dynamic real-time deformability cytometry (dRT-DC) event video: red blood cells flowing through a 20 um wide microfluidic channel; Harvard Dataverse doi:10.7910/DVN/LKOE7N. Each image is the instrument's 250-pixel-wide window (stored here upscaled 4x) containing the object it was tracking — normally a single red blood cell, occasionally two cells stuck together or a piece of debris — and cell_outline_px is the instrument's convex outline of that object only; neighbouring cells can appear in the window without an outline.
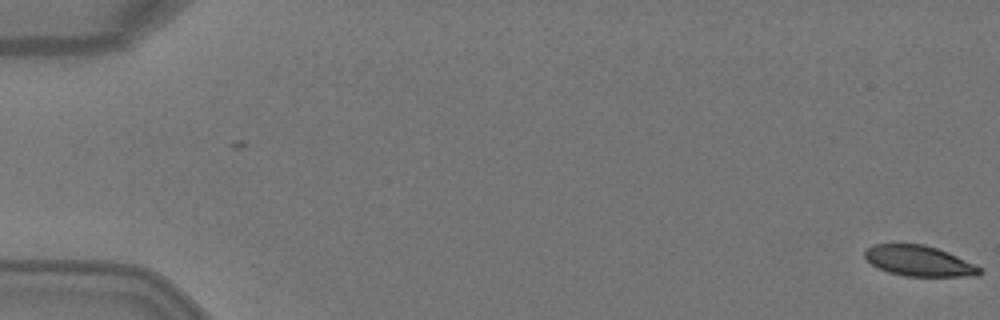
{"species": "Egyptian fruit bat (a non-hibernating species)", "species_latin": "Rousettus aegyptiacus", "temperature_condition": "warm", "stored_images_in_passage": 5, "camera_frame_rate_fps": 3000, "um_per_image_px": 0.085, "animal": {"sex": "female"}, "frame": {"image": 1, "passage_image": 1, "time_ms": 0.0, "image_size_px": [1000, 320], "cell_outline_px": [[984, 272], [980, 276], [904, 276], [888, 272], [872, 264], [864, 256], [864, 252], [872, 244], [924, 244], [948, 252], [984, 268]], "centroid_in_image_um": [78.18, 22.19], "position_along_channel_um": 6.8, "area_um2": 20.52}}